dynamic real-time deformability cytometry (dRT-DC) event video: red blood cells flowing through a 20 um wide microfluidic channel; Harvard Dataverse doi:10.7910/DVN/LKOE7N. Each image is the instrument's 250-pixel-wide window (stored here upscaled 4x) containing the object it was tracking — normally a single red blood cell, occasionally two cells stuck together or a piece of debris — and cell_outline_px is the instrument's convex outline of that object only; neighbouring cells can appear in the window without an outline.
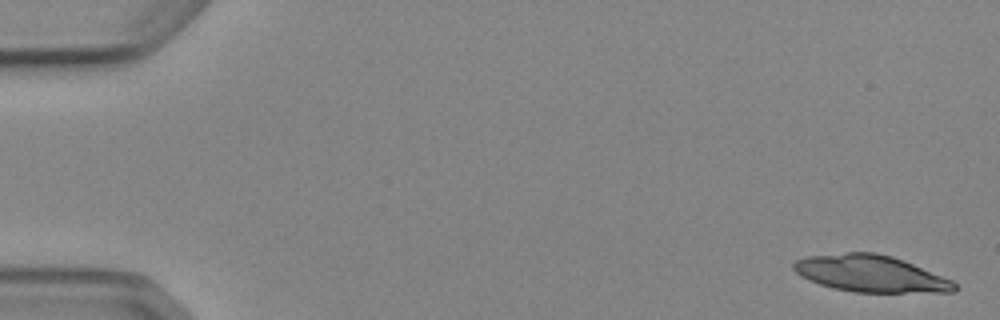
{"species": "Egyptian fruit bat (a non-hibernating species)", "species_latin": "Rousettus aegyptiacus", "temperature_condition": "cold", "stored_images_in_passage": 6, "camera_frame_rate_fps": 3000, "um_per_image_px": 0.085, "animal": {"sex": "female"}, "frame": {"image": 1, "passage_image": 1, "time_ms": 0.0, "image_size_px": [1000, 320], "cell_outline_px": [[956, 292], [852, 292], [832, 288], [820, 284], [800, 276], [792, 268], [792, 264], [796, 260], [804, 256], [848, 252], [876, 252], [892, 256], [952, 280], [956, 284]], "centroid_in_image_um": [73.96, 23.25], "position_along_channel_um": 11.0, "area_um2": 34.39}}